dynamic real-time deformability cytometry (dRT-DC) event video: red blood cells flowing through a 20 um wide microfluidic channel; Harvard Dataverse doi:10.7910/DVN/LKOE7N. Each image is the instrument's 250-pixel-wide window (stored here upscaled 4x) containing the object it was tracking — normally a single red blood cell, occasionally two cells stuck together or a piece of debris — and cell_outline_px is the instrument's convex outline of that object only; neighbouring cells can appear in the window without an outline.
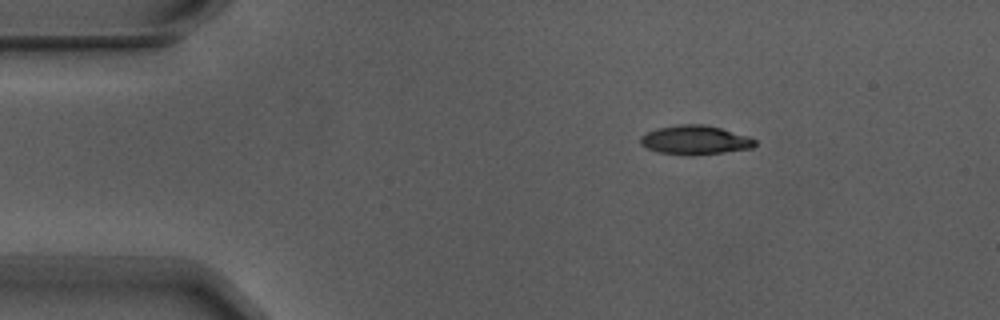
{"species": "Egyptian fruit bat (a non-hibernating species)", "species_latin": "Rousettus aegyptiacus", "temperature_condition": "warm", "stored_images_in_passage": 3, "camera_frame_rate_fps": 3000, "um_per_image_px": 0.085, "animal": {"sex": "male"}, "frame": {"image": 1, "passage_image": 1, "time_ms": 0.0, "image_size_px": [1000, 320], "cell_outline_px": [[756, 144], [752, 148], [724, 152], [656, 152], [640, 144], [640, 136], [656, 128], [680, 124], [704, 124], [720, 128], [748, 136], [756, 140]], "centroid_in_image_um": [59.08, 11.85], "position_along_channel_um": 25.9, "area_um2": 18.5}}